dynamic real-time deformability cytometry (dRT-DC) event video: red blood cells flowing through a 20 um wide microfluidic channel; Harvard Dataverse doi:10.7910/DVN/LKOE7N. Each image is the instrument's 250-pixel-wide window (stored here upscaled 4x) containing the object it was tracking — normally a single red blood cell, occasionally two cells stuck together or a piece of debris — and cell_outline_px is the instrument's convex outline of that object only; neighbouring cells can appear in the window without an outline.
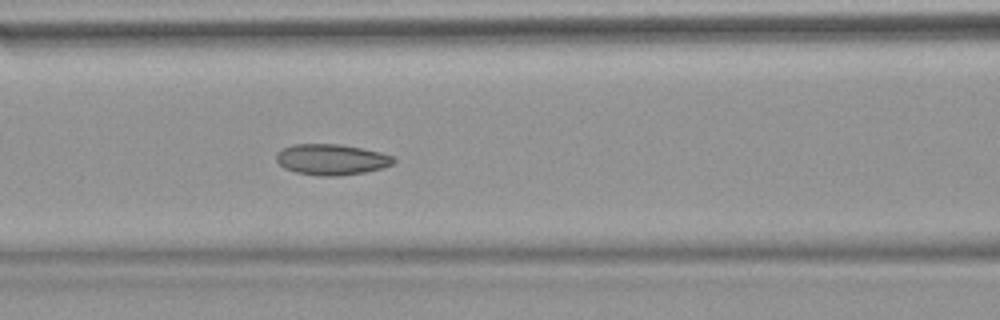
{"species": "common noctule bat (a hibernating species)", "species_latin": "Nyctalus noctula", "temperature_condition": "warm", "stored_images_in_passage": 53, "camera_frame_rate_fps": 3000, "um_per_image_px": 0.085, "animal": {"sex": "female", "body_mass_g": 18.4}, "frame": {"image": 1, "passage_image": 23, "time_ms": 7.333, "image_size_px": [1000, 320], "cell_outline_px": [[396, 160], [392, 164], [384, 168], [364, 172], [340, 176], [320, 176], [296, 172], [284, 168], [276, 160], [276, 152], [292, 144], [340, 144], [380, 152], [392, 156]], "centroid_in_image_um": [28.17, 13.56], "position_along_channel_um": 138.4, "area_um2": 21.1}, "authors_computed_cell_mechanics": {"area_um2": 21.3282, "velocity_mm_per_s": 3.8096, "shape_relaxation_time_tau1_ms": null, "shape_relaxation_time_tau2_ms": 2.8594, "deformation_change_tau1": null, "deformation_change_tau2": 0.0766}}